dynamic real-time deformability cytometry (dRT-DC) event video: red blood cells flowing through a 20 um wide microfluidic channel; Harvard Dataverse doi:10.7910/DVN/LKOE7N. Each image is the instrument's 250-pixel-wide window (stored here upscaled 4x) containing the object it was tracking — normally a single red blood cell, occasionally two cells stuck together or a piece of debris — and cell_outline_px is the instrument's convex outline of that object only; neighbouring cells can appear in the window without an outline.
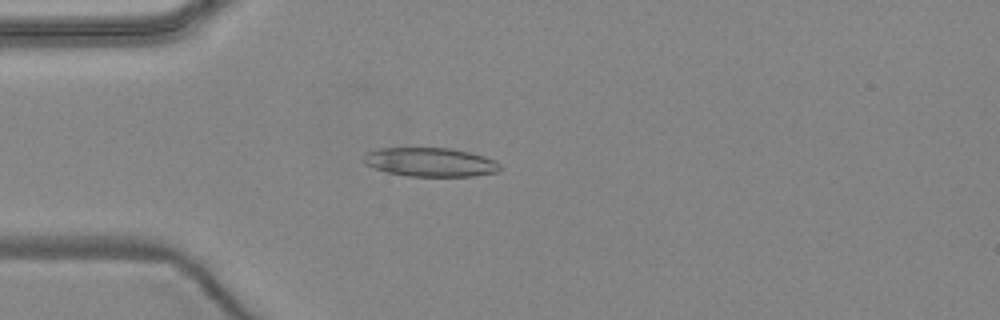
{"species": "common noctule bat (a hibernating species)", "species_latin": "Nyctalus noctula", "temperature_condition": "warm", "stored_images_in_passage": 4, "camera_frame_rate_fps": 3000, "um_per_image_px": 0.085, "animal": {"sex": "female", "body_mass_g": 24.6, "forearm_length_mm": 56.2}, "frame": {"image": 1, "passage_image": 3, "time_ms": 2.333, "image_size_px": [1000, 320], "cell_outline_px": [[500, 168], [496, 172], [472, 176], [408, 176], [388, 172], [364, 164], [364, 156], [368, 152], [376, 148], [452, 148], [484, 156], [500, 164]], "centroid_in_image_um": [36.56, 13.77], "position_along_channel_um": 48.4, "area_um2": 22.72}}